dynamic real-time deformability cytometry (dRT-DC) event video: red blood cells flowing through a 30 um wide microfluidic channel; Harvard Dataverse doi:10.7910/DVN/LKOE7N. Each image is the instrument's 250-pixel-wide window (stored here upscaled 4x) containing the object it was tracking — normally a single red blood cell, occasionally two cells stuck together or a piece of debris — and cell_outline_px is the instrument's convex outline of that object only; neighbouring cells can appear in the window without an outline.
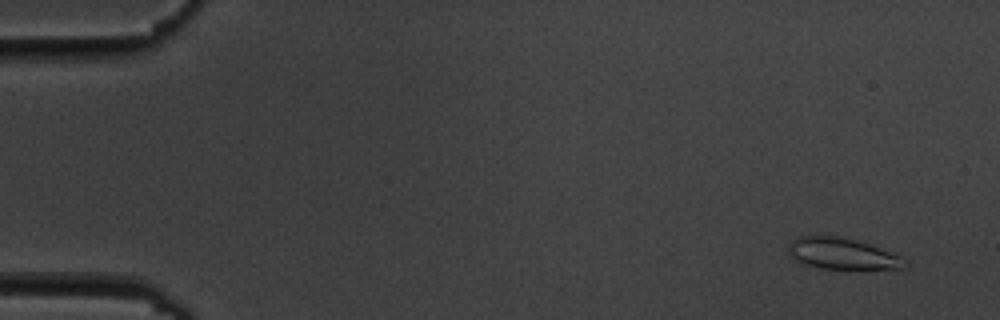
{"species": "common noctule bat (a hibernating species)", "species_latin": "Nyctalus noctula", "temperature_condition": "cold", "stored_images_in_passage": 18, "camera_frame_rate_fps": 3000, "um_per_image_px": 0.085, "animal": {"sex": "male", "body_mass_g": 19.5, "forearm_length_mm": 54.6}, "frame": {"image": 1, "passage_image": 4, "time_ms": 1.0, "image_size_px": [1000, 320], "cell_outline_px": [[908, 264], [904, 268], [820, 268], [804, 264], [796, 260], [788, 252], [788, 244], [792, 240], [800, 236], [840, 236], [872, 244], [896, 252]], "centroid_in_image_um": [71.61, 21.54], "position_along_channel_um": 13.4, "area_um2": 21.21}}
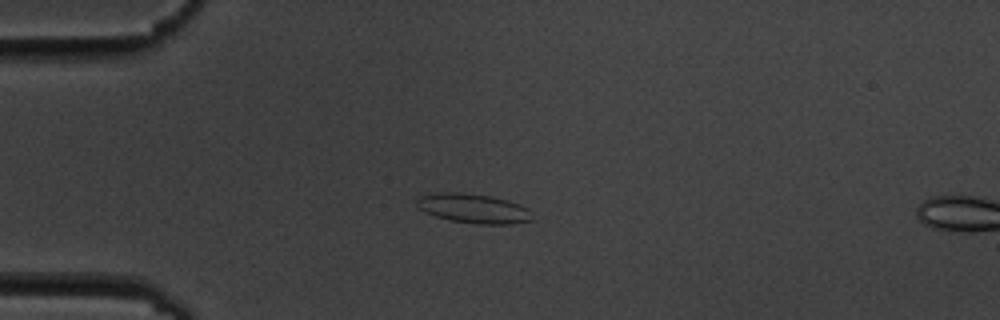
{"frame": {"image": 2, "passage_image": 15, "time_ms": 4.667, "image_size_px": [1000, 320], "cell_outline_px": [[532, 220], [512, 224], [476, 224], [452, 220], [436, 216], [424, 212], [416, 204], [416, 200], [420, 196], [436, 192], [460, 192], [492, 196], [528, 208]], "centroid_in_image_um": [40.2, 17.71], "position_along_channel_um": 44.8, "area_um2": 19.59}}